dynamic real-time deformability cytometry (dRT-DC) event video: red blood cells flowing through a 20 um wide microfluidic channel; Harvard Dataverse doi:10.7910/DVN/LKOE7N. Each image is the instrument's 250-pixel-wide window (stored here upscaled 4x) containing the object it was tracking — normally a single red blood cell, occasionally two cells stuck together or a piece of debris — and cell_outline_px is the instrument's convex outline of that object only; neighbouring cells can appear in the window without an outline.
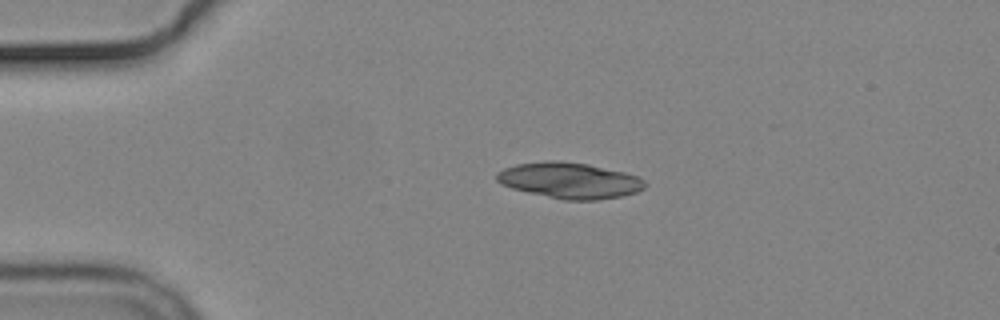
{"species": "common noctule bat (a hibernating species)", "species_latin": "Nyctalus noctula", "temperature_condition": "cold", "stored_images_in_passage": 3, "camera_frame_rate_fps": 3000, "um_per_image_px": 0.085, "animal": {"sex": "male", "body_mass_g": 19.2, "forearm_length_mm": 51.8}, "frame": {"image": 1, "passage_image": 2, "time_ms": 2.0, "image_size_px": [1000, 320], "cell_outline_px": [[648, 184], [644, 188], [636, 192], [624, 196], [596, 200], [564, 200], [528, 192], [512, 188], [500, 184], [496, 180], [496, 172], [504, 168], [516, 164], [544, 160], [560, 160], [588, 164], [624, 172], [636, 176], [644, 180]], "centroid_in_image_um": [48.4, 15.33], "position_along_channel_um": 36.6, "area_um2": 31.21}}